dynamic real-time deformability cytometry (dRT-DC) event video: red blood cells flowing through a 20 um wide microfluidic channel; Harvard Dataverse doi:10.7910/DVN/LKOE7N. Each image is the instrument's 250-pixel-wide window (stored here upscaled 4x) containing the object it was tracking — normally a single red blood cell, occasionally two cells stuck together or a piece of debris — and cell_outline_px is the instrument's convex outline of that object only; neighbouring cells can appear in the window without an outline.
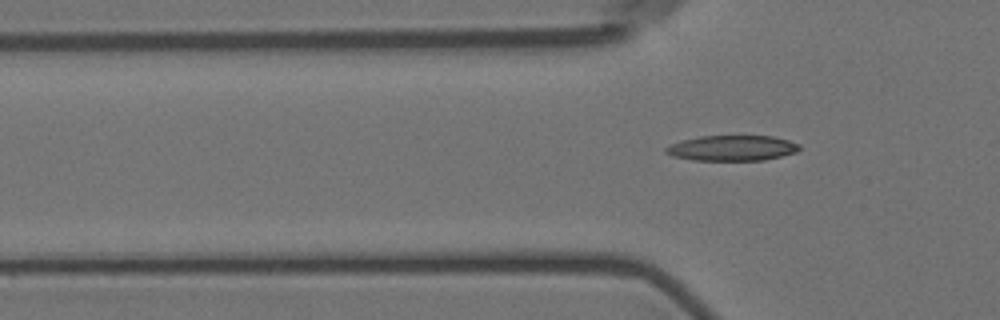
{"species": "Egyptian fruit bat (a non-hibernating species)", "species_latin": "Rousettus aegyptiacus", "temperature_condition": "room temperature", "stored_images_in_passage": 6, "segment_of_instrument_passage": [2, 2], "camera_frame_rate_fps": 3000, "um_per_image_px": 0.085, "animal": {"sex": "female"}, "frame": {"image": 1, "passage_image": 6, "time_ms": 5.667, "image_size_px": [1000, 320], "cell_outline_px": [[800, 148], [796, 152], [764, 160], [692, 160], [672, 156], [664, 152], [664, 148], [672, 144], [684, 140], [700, 136], [772, 136], [788, 140], [800, 144]], "centroid_in_image_um": [62.22, 12.59], "position_along_channel_um": 63.6, "area_um2": 19.65}}